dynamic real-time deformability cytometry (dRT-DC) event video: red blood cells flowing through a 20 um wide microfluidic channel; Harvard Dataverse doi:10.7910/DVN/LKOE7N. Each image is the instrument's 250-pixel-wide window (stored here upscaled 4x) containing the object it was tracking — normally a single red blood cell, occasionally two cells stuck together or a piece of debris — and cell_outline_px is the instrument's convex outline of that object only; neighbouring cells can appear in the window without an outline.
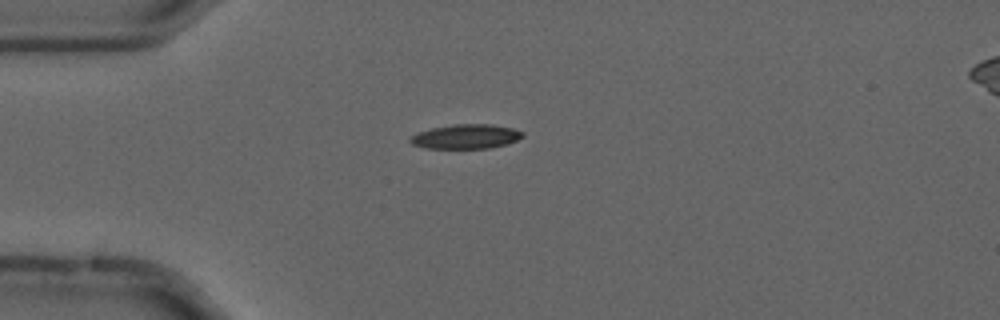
{"species": "common noctule bat (a hibernating species)", "species_latin": "Nyctalus noctula", "temperature_condition": "cold", "stored_images_in_passage": 8, "camera_frame_rate_fps": 3000, "um_per_image_px": 0.085, "animal": {"sex": "male", "forearm_length_mm": 52.5}, "frame": {"image": 1, "passage_image": 3, "time_ms": 0.667, "image_size_px": [1000, 320], "cell_outline_px": [[524, 136], [516, 140], [504, 144], [488, 148], [428, 148], [412, 144], [408, 140], [416, 132], [432, 128], [452, 124], [492, 124], [512, 128], [524, 132]], "centroid_in_image_um": [39.59, 11.59], "position_along_channel_um": 45.4, "area_um2": 15.9}}
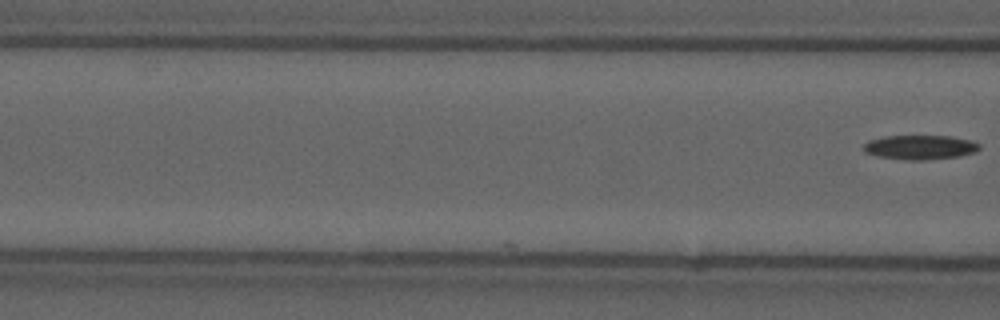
{"frame": {"image": 2, "passage_image": 8, "time_ms": 2.333, "image_size_px": [1000, 320], "cell_outline_px": [[980, 148], [976, 152], [960, 156], [924, 160], [912, 160], [880, 156], [864, 152], [864, 144], [868, 140], [884, 136], [952, 136], [972, 140], [980, 144]], "centroid_in_image_um": [78.25, 12.5], "position_along_channel_um": 88.3, "area_um2": 16.42}}